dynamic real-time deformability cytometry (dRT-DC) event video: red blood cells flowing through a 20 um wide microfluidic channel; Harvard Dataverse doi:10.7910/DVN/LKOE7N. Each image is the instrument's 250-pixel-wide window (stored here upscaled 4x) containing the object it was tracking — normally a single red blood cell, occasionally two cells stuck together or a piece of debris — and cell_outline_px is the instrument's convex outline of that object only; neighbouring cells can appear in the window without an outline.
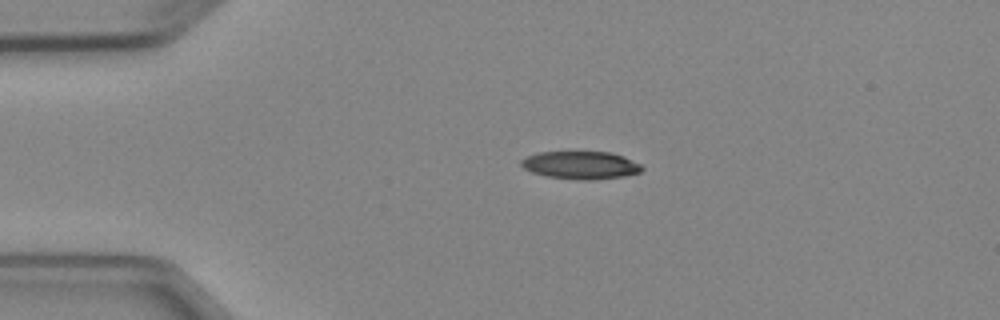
{"species": "Egyptian fruit bat (a non-hibernating species)", "species_latin": "Rousettus aegyptiacus", "temperature_condition": "cold", "stored_images_in_passage": 4, "camera_frame_rate_fps": 3000, "um_per_image_px": 0.085, "animal": {"sex": "female"}, "frame": {"image": 1, "passage_image": 3, "time_ms": 2.333, "image_size_px": [1000, 320], "cell_outline_px": [[644, 168], [640, 172], [624, 176], [596, 180], [576, 180], [548, 176], [532, 172], [524, 168], [520, 164], [520, 160], [536, 152], [612, 152], [624, 156], [640, 164]], "centroid_in_image_um": [49.37, 14.04], "position_along_channel_um": 35.6, "area_um2": 19.65}}